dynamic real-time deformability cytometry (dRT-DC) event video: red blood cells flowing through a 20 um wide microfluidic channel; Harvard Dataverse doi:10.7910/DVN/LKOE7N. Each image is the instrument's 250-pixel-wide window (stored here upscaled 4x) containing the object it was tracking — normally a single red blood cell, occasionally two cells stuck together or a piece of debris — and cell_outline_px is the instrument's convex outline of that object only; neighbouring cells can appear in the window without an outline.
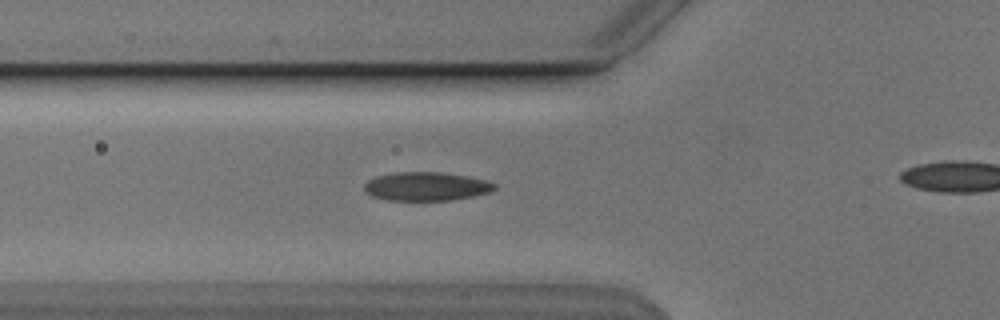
{"species": "Egyptian fruit bat (a non-hibernating species)", "species_latin": "Rousettus aegyptiacus", "temperature_condition": "cold", "stored_images_in_passage": 39, "camera_frame_rate_fps": 3000, "um_per_image_px": 0.085, "animal": {"sex": "male"}, "frame": {"image": 1, "passage_image": 14, "time_ms": 4.333, "image_size_px": [1000, 320], "cell_outline_px": [[496, 188], [492, 192], [452, 200], [388, 200], [372, 196], [364, 192], [364, 184], [368, 180], [376, 176], [392, 172], [440, 172], [468, 176], [488, 180], [496, 184]], "centroid_in_image_um": [36.24, 15.84], "position_along_channel_um": 89.6, "area_um2": 21.96}}
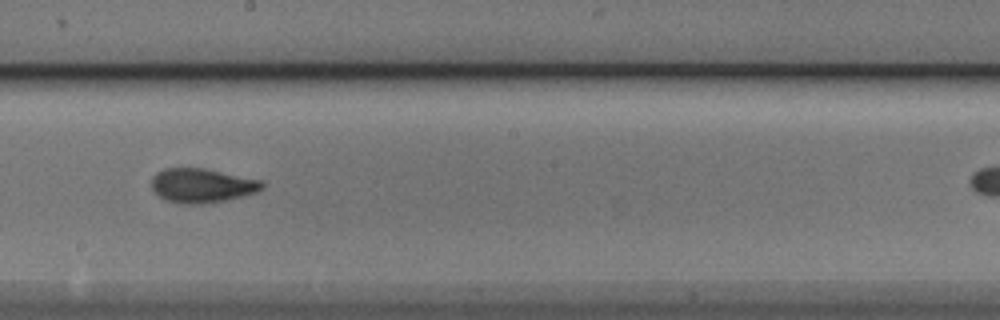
{"frame": {"image": 2, "passage_image": 25, "time_ms": 8.0, "image_size_px": [1000, 320], "cell_outline_px": [[264, 188], [256, 192], [224, 200], [204, 204], [184, 204], [168, 200], [160, 196], [152, 188], [152, 176], [156, 172], [164, 168], [204, 168], [264, 180]], "centroid_in_image_um": [17.19, 15.75], "position_along_channel_um": 231.0, "area_um2": 22.02}}
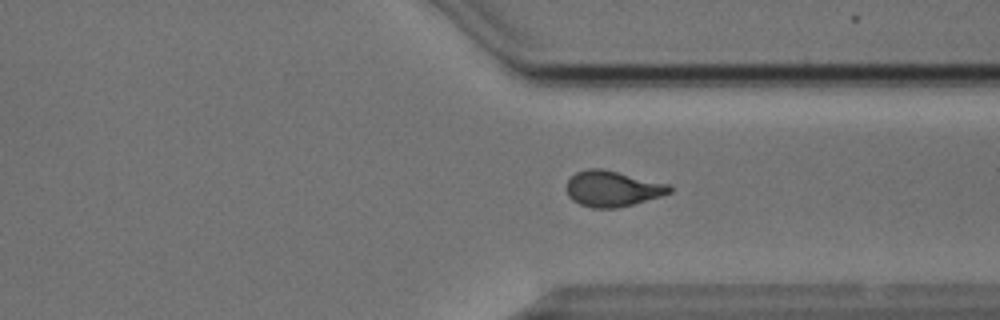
{"frame": {"image": 3, "passage_image": 35, "time_ms": 11.333, "image_size_px": [1000, 320], "cell_outline_px": [[672, 192], [660, 196], [632, 204], [616, 208], [592, 208], [580, 204], [572, 200], [568, 196], [568, 180], [576, 172], [588, 168], [604, 168], [668, 184], [672, 188]], "centroid_in_image_um": [52.05, 16.03], "position_along_channel_um": 359.3, "area_um2": 21.33}}